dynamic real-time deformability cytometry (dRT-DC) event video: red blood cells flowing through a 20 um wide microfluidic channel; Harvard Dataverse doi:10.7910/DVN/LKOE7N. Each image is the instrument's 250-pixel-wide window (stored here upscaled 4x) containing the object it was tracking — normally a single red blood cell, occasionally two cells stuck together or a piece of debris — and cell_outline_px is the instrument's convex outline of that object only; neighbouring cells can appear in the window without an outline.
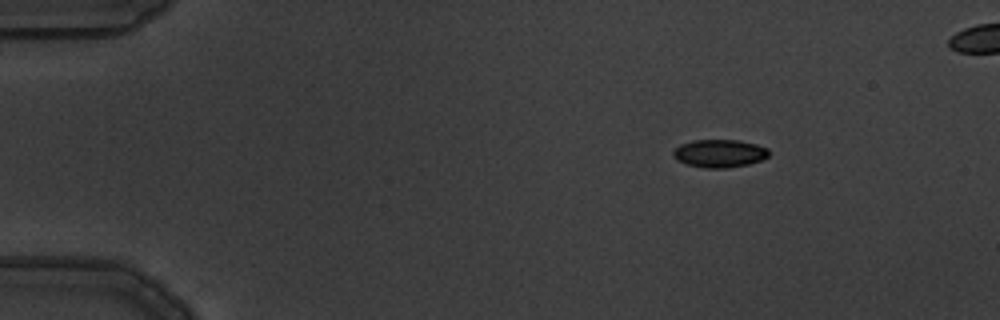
{"species": "common noctule bat (a hibernating species)", "species_latin": "Nyctalus noctula", "temperature_condition": "warm", "stored_images_in_passage": 5, "segment_of_instrument_passage": [1, 2], "camera_frame_rate_fps": 3000, "um_per_image_px": 0.085, "animal": {"sex": "male", "body_mass_g": 19.5, "forearm_length_mm": 54.6}, "frame": {"image": 1, "passage_image": 2, "time_ms": 0.333, "image_size_px": [1000, 320], "cell_outline_px": [[768, 156], [760, 160], [748, 164], [724, 168], [708, 168], [688, 164], [676, 160], [672, 156], [672, 152], [680, 144], [692, 140], [740, 140], [756, 144], [768, 148]], "centroid_in_image_um": [61.13, 13.02], "position_along_channel_um": 23.9, "area_um2": 15.49}}